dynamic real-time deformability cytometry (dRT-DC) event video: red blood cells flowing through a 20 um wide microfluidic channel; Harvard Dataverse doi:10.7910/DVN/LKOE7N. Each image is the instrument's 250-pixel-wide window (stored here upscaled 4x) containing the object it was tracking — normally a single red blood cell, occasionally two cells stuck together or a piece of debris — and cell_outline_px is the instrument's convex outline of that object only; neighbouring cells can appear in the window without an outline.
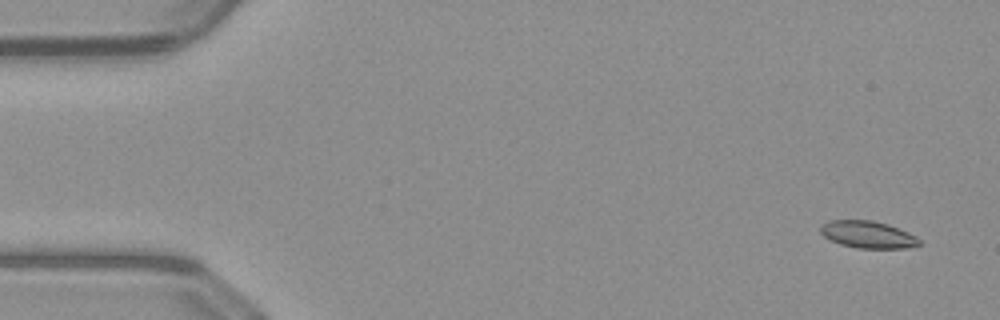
{"species": "common noctule bat (a hibernating species)", "species_latin": "Nyctalus noctula", "temperature_condition": "warm", "stored_images_in_passage": 51, "camera_frame_rate_fps": 3000, "um_per_image_px": 0.085, "animal": {"sex": "male", "body_mass_g": 23.1, "forearm_length_mm": 52.7}, "frame": {"image": 1, "passage_image": 3, "time_ms": 0.667, "image_size_px": [1000, 320], "cell_outline_px": [[920, 244], [908, 248], [856, 248], [840, 244], [824, 236], [820, 232], [820, 228], [828, 220], [872, 220], [888, 224], [908, 232], [916, 236], [920, 240]], "centroid_in_image_um": [73.78, 19.93], "position_along_channel_um": 11.2, "area_um2": 15.55}}
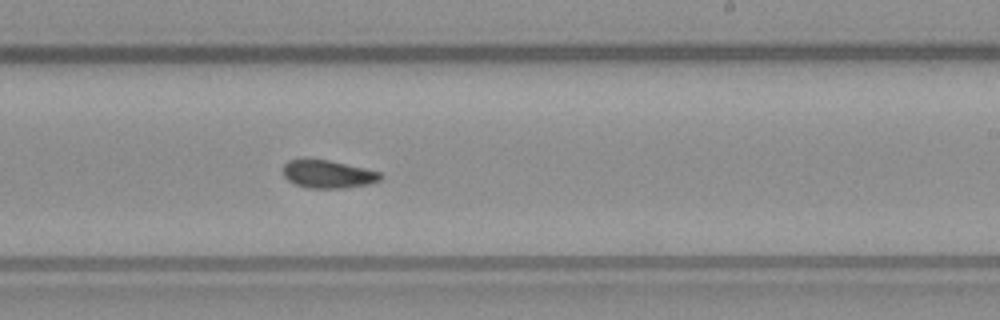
{"frame": {"image": 2, "passage_image": 31, "time_ms": 10.0, "image_size_px": [1000, 320], "cell_outline_px": [[384, 176], [380, 180], [368, 184], [344, 188], [308, 188], [296, 184], [288, 180], [284, 176], [284, 164], [288, 160], [328, 160], [364, 168], [380, 172]], "centroid_in_image_um": [27.9, 14.81], "position_along_channel_um": 261.1, "area_um2": 15.61}}
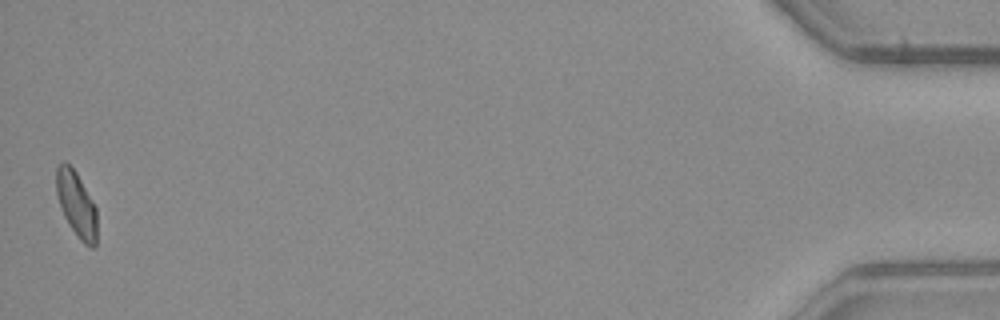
{"frame": {"image": 3, "passage_image": 51, "time_ms": 16.667, "image_size_px": [1000, 320], "cell_outline_px": [[96, 244], [92, 248], [84, 244], [80, 240], [68, 224], [64, 216], [56, 192], [56, 168], [64, 160], [76, 172], [96, 208]], "centroid_in_image_um": [6.49, 17.37], "position_along_channel_um": 428.7, "area_um2": 15.26}, "authors_computed_cell_mechanics": {"area_um2": 15.895, "velocity_mm_per_s": 4.0529, "shape_relaxation_time_tau1_ms": 5.6141, "shape_relaxation_time_tau2_ms": 2.1284, "deformation_change_tau1": 0.1097, "deformation_change_tau2": 0.0775}}